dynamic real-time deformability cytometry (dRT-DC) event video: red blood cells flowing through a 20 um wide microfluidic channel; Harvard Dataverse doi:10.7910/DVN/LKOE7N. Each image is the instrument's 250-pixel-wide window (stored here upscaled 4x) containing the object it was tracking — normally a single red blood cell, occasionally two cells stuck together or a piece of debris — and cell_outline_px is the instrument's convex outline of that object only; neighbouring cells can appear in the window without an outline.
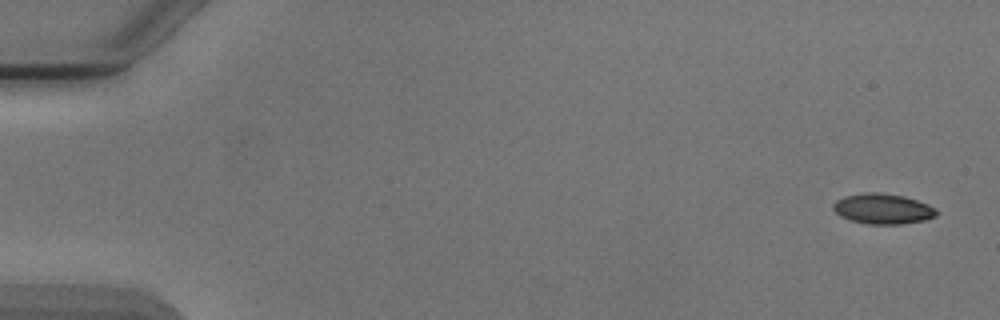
{"species": "Egyptian fruit bat (a non-hibernating species)", "species_latin": "Rousettus aegyptiacus", "temperature_condition": "cold", "stored_images_in_passage": 4, "camera_frame_rate_fps": 3000, "um_per_image_px": 0.085, "animal": {"sex": "male"}, "frame": {"image": 1, "passage_image": 1, "time_ms": 0.0, "image_size_px": [1000, 320], "cell_outline_px": [[936, 216], [924, 220], [904, 224], [868, 224], [852, 220], [840, 216], [832, 208], [832, 204], [836, 200], [844, 196], [868, 192], [876, 192], [904, 196], [928, 204], [936, 208]], "centroid_in_image_um": [75.03, 17.75], "position_along_channel_um": 10.0, "area_um2": 18.21}}
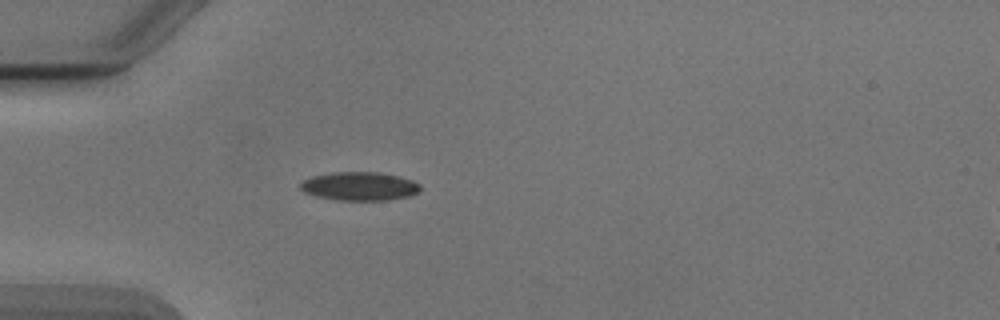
{"frame": {"image": 2, "passage_image": 4, "time_ms": 4.667, "image_size_px": [1000, 320], "cell_outline_px": [[420, 192], [408, 196], [388, 200], [336, 200], [316, 196], [304, 192], [300, 188], [300, 184], [304, 180], [312, 176], [332, 172], [380, 172], [400, 176], [412, 180], [420, 184]], "centroid_in_image_um": [30.57, 15.82], "position_along_channel_um": 54.4, "area_um2": 20.06}}